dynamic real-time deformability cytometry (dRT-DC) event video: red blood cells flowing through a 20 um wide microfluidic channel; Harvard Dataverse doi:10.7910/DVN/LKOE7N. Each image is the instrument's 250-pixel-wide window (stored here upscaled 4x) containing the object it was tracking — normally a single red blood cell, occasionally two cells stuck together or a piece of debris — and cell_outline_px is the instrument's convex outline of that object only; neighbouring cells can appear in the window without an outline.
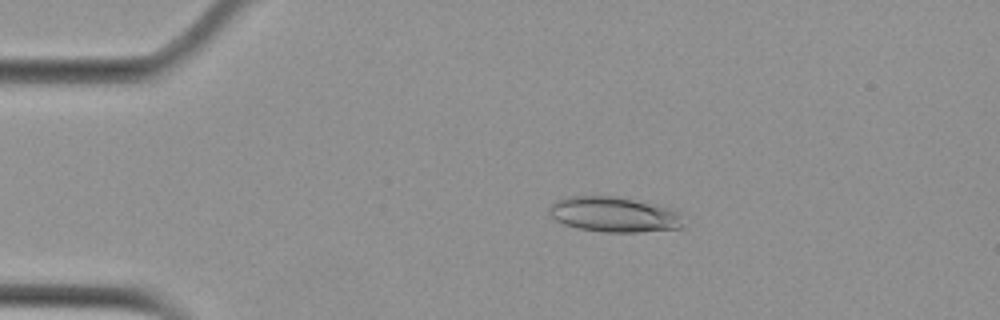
{"species": "Egyptian fruit bat (a non-hibernating species)", "species_latin": "Rousettus aegyptiacus", "temperature_condition": "cold", "stored_images_in_passage": 49, "camera_frame_rate_fps": 3000, "um_per_image_px": 0.085, "animal": {"sex": "female"}, "frame": {"image": 1, "passage_image": 6, "time_ms": 1.667, "image_size_px": [1000, 320], "cell_outline_px": [[688, 224], [684, 228], [640, 232], [604, 232], [576, 228], [564, 224], [556, 220], [552, 216], [548, 208], [556, 200], [568, 196], [612, 196], [656, 204], [680, 212]], "centroid_in_image_um": [52.26, 18.24], "position_along_channel_um": 32.7, "area_um2": 27.86}}
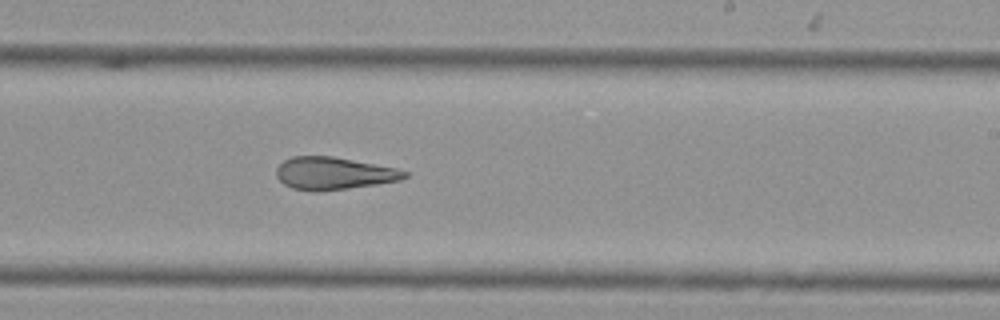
{"frame": {"image": 2, "passage_image": 28, "time_ms": 9.0, "image_size_px": [1000, 320], "cell_outline_px": [[408, 176], [400, 180], [376, 184], [348, 188], [316, 192], [312, 192], [292, 188], [284, 184], [276, 176], [276, 168], [284, 160], [292, 156], [332, 156], [396, 168], [408, 172]], "centroid_in_image_um": [28.34, 14.74], "position_along_channel_um": 260.7, "area_um2": 24.22}}
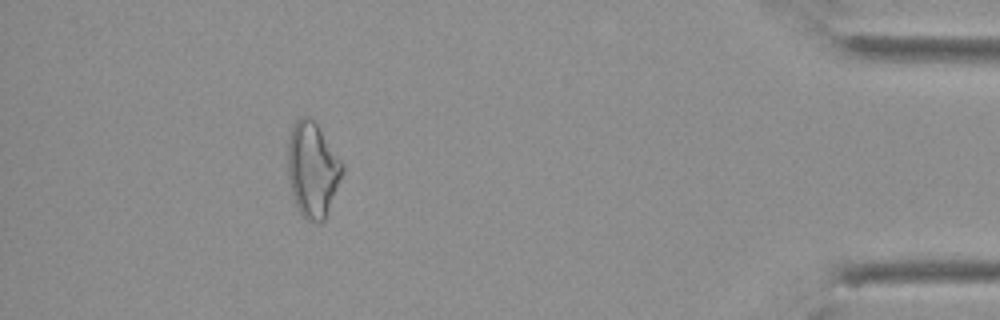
{"frame": {"image": 3, "passage_image": 44, "time_ms": 14.333, "image_size_px": [1000, 320], "cell_outline_px": [[344, 172], [324, 220], [320, 224], [308, 220], [296, 208], [288, 176], [288, 140], [292, 124], [300, 116], [312, 116], [344, 164]], "centroid_in_image_um": [26.57, 14.38], "position_along_channel_um": 408.6, "area_um2": 30.46}, "authors_computed_cell_mechanics": {"area_um2": 26.4724, "velocity_mm_per_s": 3.77, "shape_relaxation_time_tau1_ms": null, "shape_relaxation_time_tau2_ms": 3.2269, "deformation_change_tau1": null, "deformation_change_tau2": 0.1269}}